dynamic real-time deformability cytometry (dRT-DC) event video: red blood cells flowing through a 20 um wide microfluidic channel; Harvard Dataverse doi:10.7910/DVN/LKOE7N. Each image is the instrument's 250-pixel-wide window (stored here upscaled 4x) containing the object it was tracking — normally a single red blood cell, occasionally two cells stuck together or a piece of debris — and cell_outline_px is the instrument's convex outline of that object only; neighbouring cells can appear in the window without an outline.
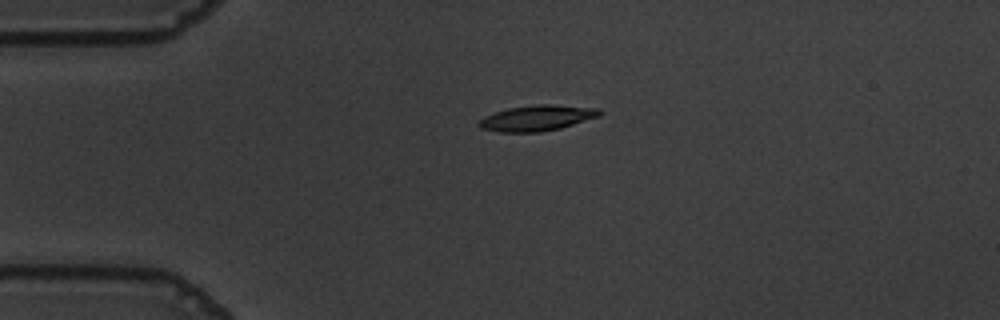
{"species": "common noctule bat (a hibernating species)", "species_latin": "Nyctalus noctula", "temperature_condition": "warm", "stored_images_in_passage": 44, "camera_frame_rate_fps": 3000, "um_per_image_px": 0.085, "animal": {"sex": "male", "body_mass_g": 19.5, "forearm_length_mm": 54.6}, "frame": {"image": 1, "passage_image": 1, "time_ms": 0.0, "image_size_px": [1000, 320], "cell_outline_px": [[604, 112], [600, 116], [560, 128], [540, 132], [496, 132], [480, 128], [476, 124], [484, 116], [508, 108], [540, 104], [552, 104], [600, 108]], "centroid_in_image_um": [45.66, 10.03], "position_along_channel_um": 39.3, "area_um2": 18.15}}
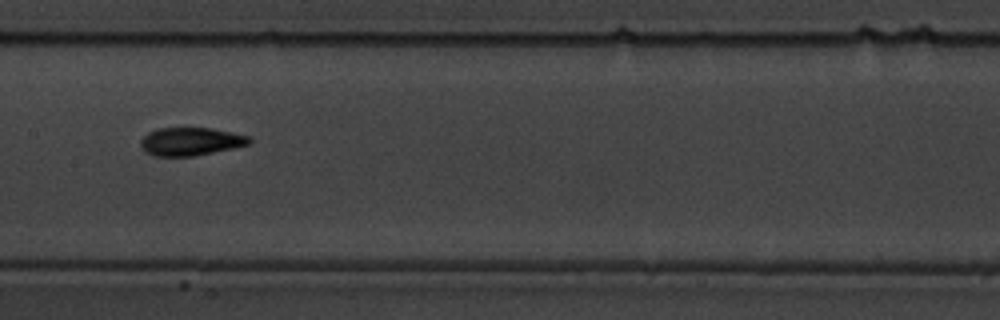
{"frame": {"image": 2, "passage_image": 16, "time_ms": 5.0, "image_size_px": [1000, 320], "cell_outline_px": [[252, 144], [192, 156], [152, 156], [140, 144], [140, 140], [148, 132], [156, 128], [212, 128], [232, 132], [248, 136], [252, 140]], "centroid_in_image_um": [16.22, 12.01], "position_along_channel_um": 191.2, "area_um2": 17.69}}
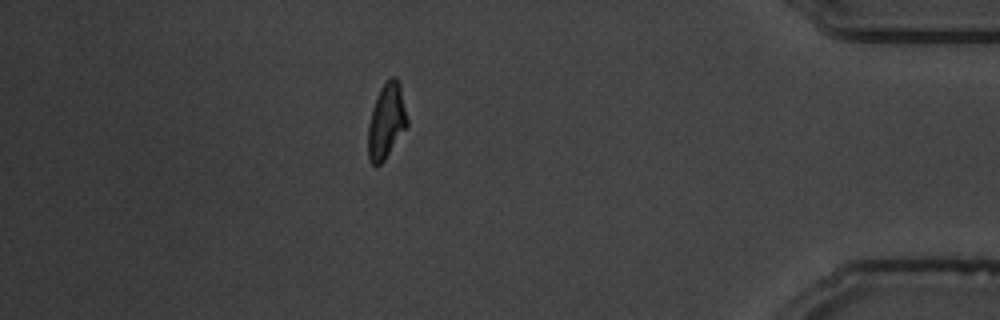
{"frame": {"image": 3, "passage_image": 37, "time_ms": 12.0, "image_size_px": [1000, 320], "cell_outline_px": [[408, 124], [384, 160], [376, 168], [368, 160], [368, 124], [372, 108], [380, 88], [388, 76], [396, 76], [400, 84], [408, 120]], "centroid_in_image_um": [32.83, 10.27], "position_along_channel_um": 402.4, "area_um2": 17.22}, "authors_computed_cell_mechanics": {"area_um2": 17.4845, "velocity_mm_per_s": 3.6098, "shape_relaxation_time_tau1_ms": 3.0055, "shape_relaxation_time_tau2_ms": 2.5396, "deformation_change_tau1": 0.2005, "deformation_change_tau2": 0.0886}}